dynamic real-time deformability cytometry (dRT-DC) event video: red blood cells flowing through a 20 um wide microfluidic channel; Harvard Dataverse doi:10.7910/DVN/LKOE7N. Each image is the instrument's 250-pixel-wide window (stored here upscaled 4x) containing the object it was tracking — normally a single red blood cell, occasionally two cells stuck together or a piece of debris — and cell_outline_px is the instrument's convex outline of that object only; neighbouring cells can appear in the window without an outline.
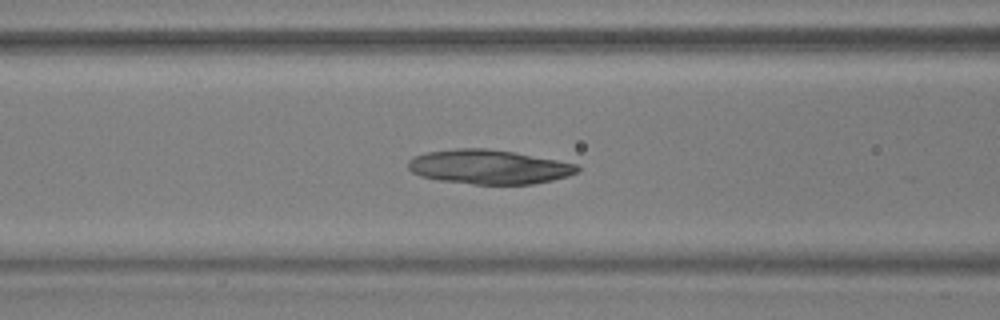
{"species": "common noctule bat (a hibernating species)", "species_latin": "Nyctalus noctula", "temperature_condition": "warm", "stored_images_in_passage": 37, "camera_frame_rate_fps": 3000, "um_per_image_px": 0.085, "animal": {"sex": "male", "body_mass_g": 17.9, "forearm_length_mm": 54.2}, "frame": {"image": 1, "passage_image": 5, "time_ms": 1.333, "image_size_px": [1000, 320], "cell_outline_px": [[580, 172], [568, 176], [552, 180], [532, 184], [472, 184], [440, 180], [420, 176], [412, 172], [408, 168], [408, 160], [412, 156], [424, 152], [456, 148], [488, 148], [512, 152], [580, 164]], "centroid_in_image_um": [41.55, 14.18], "position_along_channel_um": 125.0, "area_um2": 34.04}}
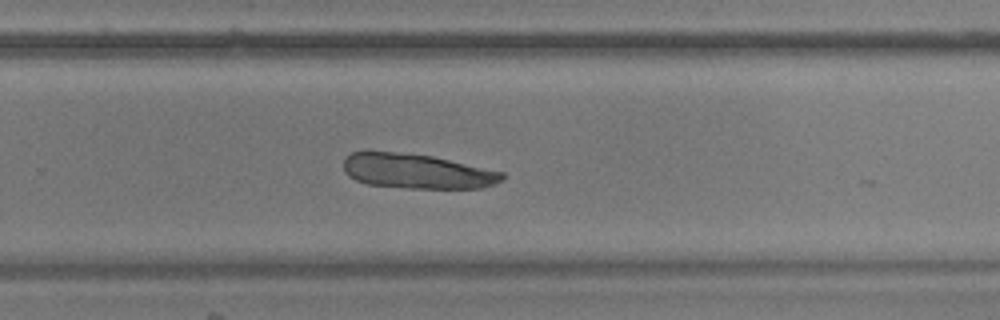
{"frame": {"image": 2, "passage_image": 19, "time_ms": 6.0, "image_size_px": [1000, 320], "cell_outline_px": [[504, 180], [484, 188], [408, 188], [368, 184], [356, 180], [348, 176], [344, 172], [344, 156], [352, 152], [396, 152], [432, 156], [504, 172]], "centroid_in_image_um": [35.44, 14.56], "position_along_channel_um": 294.4, "area_um2": 32.08}}
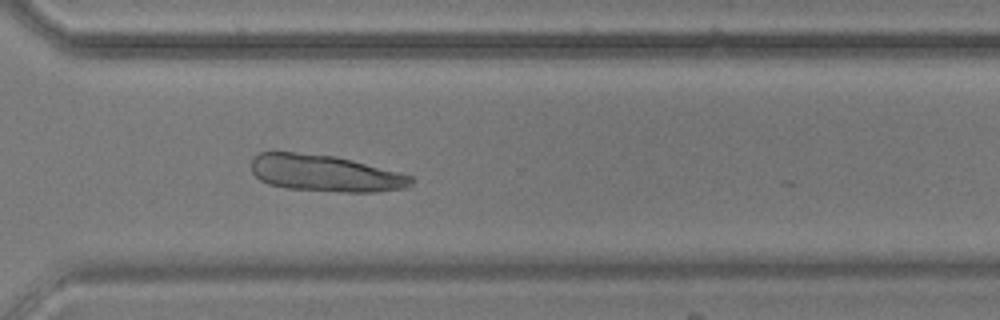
{"frame": {"image": 3, "passage_image": 23, "time_ms": 7.333, "image_size_px": [1000, 320], "cell_outline_px": [[416, 180], [412, 184], [404, 188], [376, 192], [344, 192], [284, 188], [268, 184], [260, 180], [252, 172], [252, 156], [260, 152], [296, 152], [336, 156], [352, 160], [412, 176]], "centroid_in_image_um": [27.61, 14.73], "position_along_channel_um": 343.0, "area_um2": 34.22}}